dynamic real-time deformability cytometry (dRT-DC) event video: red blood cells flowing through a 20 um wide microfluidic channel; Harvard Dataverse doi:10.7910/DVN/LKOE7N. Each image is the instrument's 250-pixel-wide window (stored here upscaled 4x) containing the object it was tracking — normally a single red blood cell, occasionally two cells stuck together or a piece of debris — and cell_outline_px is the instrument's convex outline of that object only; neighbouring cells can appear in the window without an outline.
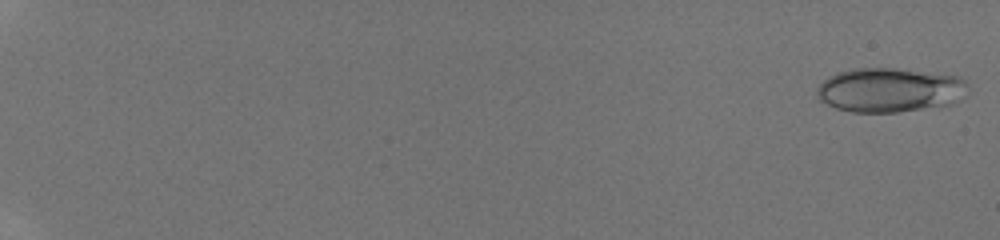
{"species": "human", "species_latin": "Homo sapiens", "temperature_condition": "room temperature", "stored_images_in_passage": 47, "camera_frame_rate_fps": 3000, "um_per_image_px": 0.085, "donor": {"sex": "male"}, "frame": {"image": 1, "passage_image": 1, "time_ms": 0.0, "image_size_px": [1000, 240], "cell_outline_px": [[968, 96], [952, 104], [896, 112], [852, 112], [836, 108], [820, 100], [816, 96], [816, 88], [828, 76], [836, 72], [852, 68], [900, 68], [960, 76], [968, 84]], "centroid_in_image_um": [75.66, 7.64], "position_along_channel_um": 9.3, "area_um2": 39.54}}
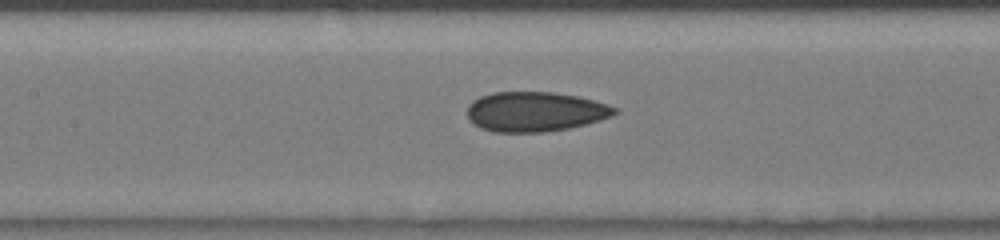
{"frame": {"image": 2, "passage_image": 26, "time_ms": 8.333, "image_size_px": [1000, 240], "cell_outline_px": [[620, 112], [612, 116], [600, 120], [568, 128], [544, 132], [492, 132], [480, 128], [472, 124], [468, 120], [468, 104], [472, 100], [480, 96], [492, 92], [552, 92], [576, 96], [608, 104], [616, 108]], "centroid_in_image_um": [45.45, 9.49], "position_along_channel_um": 162.0, "area_um2": 34.33}}
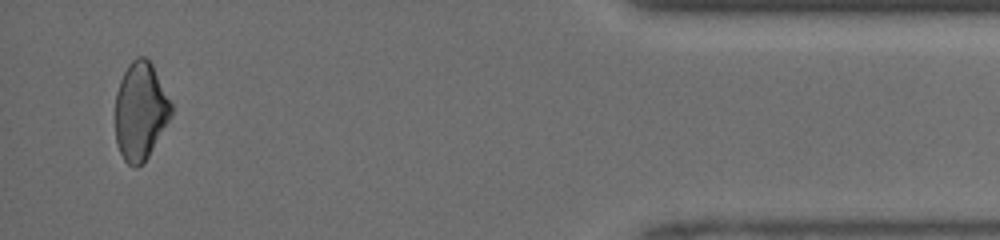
{"frame": {"image": 3, "passage_image": 46, "time_ms": 15.0, "image_size_px": [1000, 240], "cell_outline_px": [[172, 116], [148, 156], [136, 168], [132, 168], [124, 160], [116, 144], [116, 92], [120, 80], [128, 64], [136, 56], [144, 56], [152, 64], [172, 104]], "centroid_in_image_um": [11.93, 9.44], "position_along_channel_um": 423.3, "area_um2": 31.79}}